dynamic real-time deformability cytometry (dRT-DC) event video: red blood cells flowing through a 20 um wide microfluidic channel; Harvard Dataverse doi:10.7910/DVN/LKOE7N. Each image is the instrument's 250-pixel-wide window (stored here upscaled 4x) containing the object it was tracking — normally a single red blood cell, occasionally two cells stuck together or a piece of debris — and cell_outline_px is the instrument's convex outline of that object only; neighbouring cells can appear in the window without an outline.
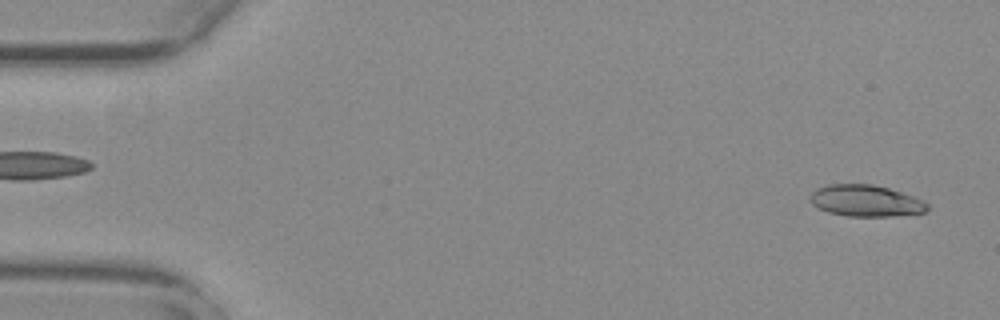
{"species": "common noctule bat (a hibernating species)", "species_latin": "Nyctalus noctula", "temperature_condition": "warm", "stored_images_in_passage": 27, "camera_frame_rate_fps": 3000, "um_per_image_px": 0.085, "animal": {"sex": "female", "body_mass_g": 29.2, "forearm_length_mm": 56.3}, "frame": {"image": 1, "passage_image": 2, "time_ms": 0.333, "image_size_px": [1000, 320], "cell_outline_px": [[928, 212], [892, 216], [848, 216], [828, 212], [812, 204], [812, 192], [816, 188], [828, 184], [872, 184], [888, 188], [924, 200], [928, 204]], "centroid_in_image_um": [73.62, 17.06], "position_along_channel_um": 11.4, "area_um2": 21.39}}
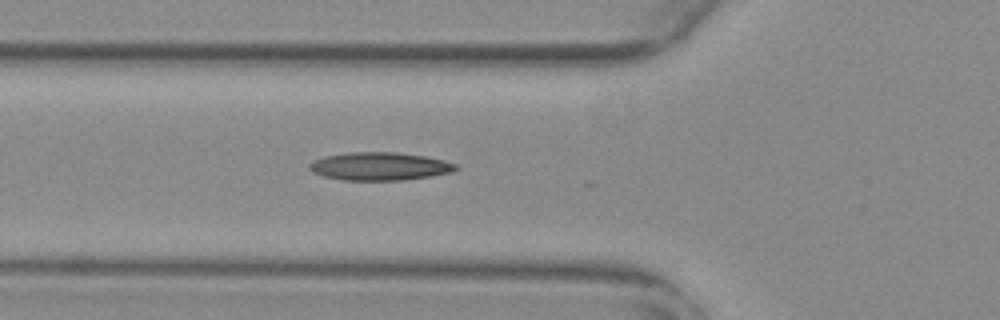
{"frame": {"image": 2, "passage_image": 19, "time_ms": 6.0, "image_size_px": [1000, 320], "cell_outline_px": [[460, 168], [452, 172], [404, 180], [340, 180], [324, 176], [312, 172], [308, 168], [308, 164], [312, 160], [324, 156], [348, 152], [396, 152], [424, 156], [444, 160], [456, 164]], "centroid_in_image_um": [32.23, 14.13], "position_along_channel_um": 93.6, "area_um2": 24.04}}
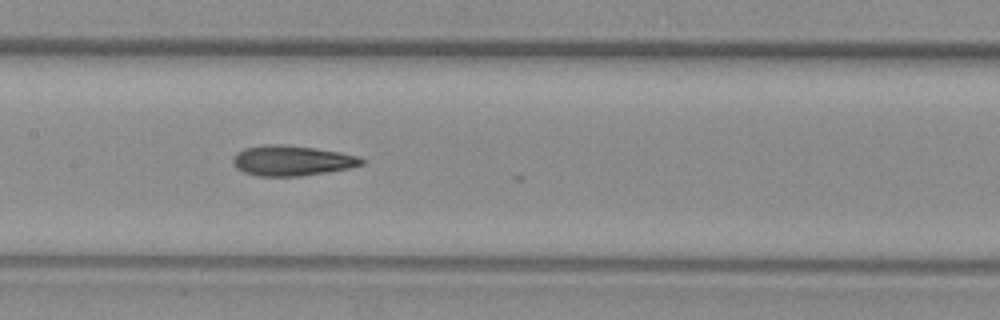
{"frame": {"image": 3, "passage_image": 26, "time_ms": 8.333, "image_size_px": [1000, 320], "cell_outline_px": [[364, 164], [348, 168], [328, 172], [300, 176], [256, 176], [244, 172], [236, 168], [232, 164], [232, 156], [236, 152], [244, 148], [264, 144], [280, 144], [316, 148], [340, 152], [360, 156], [364, 160]], "centroid_in_image_um": [24.78, 13.65], "position_along_channel_um": 182.6, "area_um2": 22.95}}